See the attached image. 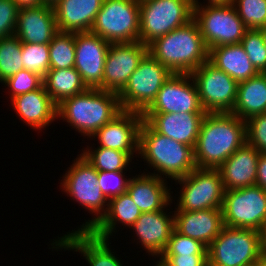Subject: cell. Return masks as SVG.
Masks as SVG:
<instances>
[{"mask_svg":"<svg viewBox=\"0 0 266 266\" xmlns=\"http://www.w3.org/2000/svg\"><path fill=\"white\" fill-rule=\"evenodd\" d=\"M246 143V123L232 113H206L194 147L196 168L218 169Z\"/></svg>","mask_w":266,"mask_h":266,"instance_id":"6da1fadb","label":"cell"},{"mask_svg":"<svg viewBox=\"0 0 266 266\" xmlns=\"http://www.w3.org/2000/svg\"><path fill=\"white\" fill-rule=\"evenodd\" d=\"M148 167L162 179L178 180L196 168L194 150L182 142L158 133L147 121H143L139 134V152ZM156 171V172H155Z\"/></svg>","mask_w":266,"mask_h":266,"instance_id":"7a4b0ae2","label":"cell"},{"mask_svg":"<svg viewBox=\"0 0 266 266\" xmlns=\"http://www.w3.org/2000/svg\"><path fill=\"white\" fill-rule=\"evenodd\" d=\"M157 61L173 74H191L209 60V50L194 19L148 46Z\"/></svg>","mask_w":266,"mask_h":266,"instance_id":"3957f363","label":"cell"},{"mask_svg":"<svg viewBox=\"0 0 266 266\" xmlns=\"http://www.w3.org/2000/svg\"><path fill=\"white\" fill-rule=\"evenodd\" d=\"M121 111L117 93L88 88L58 104L57 119H62L71 129L91 138Z\"/></svg>","mask_w":266,"mask_h":266,"instance_id":"277c9868","label":"cell"},{"mask_svg":"<svg viewBox=\"0 0 266 266\" xmlns=\"http://www.w3.org/2000/svg\"><path fill=\"white\" fill-rule=\"evenodd\" d=\"M75 159L62 176L60 189L95 215L77 228V231H89L106 214L109 200L98 185V171L81 154Z\"/></svg>","mask_w":266,"mask_h":266,"instance_id":"5b68a950","label":"cell"},{"mask_svg":"<svg viewBox=\"0 0 266 266\" xmlns=\"http://www.w3.org/2000/svg\"><path fill=\"white\" fill-rule=\"evenodd\" d=\"M265 250L264 233L224 226L208 246V266H249Z\"/></svg>","mask_w":266,"mask_h":266,"instance_id":"8992f818","label":"cell"},{"mask_svg":"<svg viewBox=\"0 0 266 266\" xmlns=\"http://www.w3.org/2000/svg\"><path fill=\"white\" fill-rule=\"evenodd\" d=\"M192 3L193 19L208 50L241 42L247 28L232 3L203 5L199 0Z\"/></svg>","mask_w":266,"mask_h":266,"instance_id":"52a82bcc","label":"cell"},{"mask_svg":"<svg viewBox=\"0 0 266 266\" xmlns=\"http://www.w3.org/2000/svg\"><path fill=\"white\" fill-rule=\"evenodd\" d=\"M192 0L139 1V41L149 46L156 39L193 19Z\"/></svg>","mask_w":266,"mask_h":266,"instance_id":"ba28073f","label":"cell"},{"mask_svg":"<svg viewBox=\"0 0 266 266\" xmlns=\"http://www.w3.org/2000/svg\"><path fill=\"white\" fill-rule=\"evenodd\" d=\"M138 0H104L90 30L109 43L139 41Z\"/></svg>","mask_w":266,"mask_h":266,"instance_id":"9c48e42d","label":"cell"},{"mask_svg":"<svg viewBox=\"0 0 266 266\" xmlns=\"http://www.w3.org/2000/svg\"><path fill=\"white\" fill-rule=\"evenodd\" d=\"M176 182L181 190L175 211L222 209L225 189L218 169L195 168Z\"/></svg>","mask_w":266,"mask_h":266,"instance_id":"30bf717a","label":"cell"},{"mask_svg":"<svg viewBox=\"0 0 266 266\" xmlns=\"http://www.w3.org/2000/svg\"><path fill=\"white\" fill-rule=\"evenodd\" d=\"M173 73L150 53L140 61L127 85L118 94L122 110L143 112Z\"/></svg>","mask_w":266,"mask_h":266,"instance_id":"8fae6325","label":"cell"},{"mask_svg":"<svg viewBox=\"0 0 266 266\" xmlns=\"http://www.w3.org/2000/svg\"><path fill=\"white\" fill-rule=\"evenodd\" d=\"M224 226L266 233V191L258 186L225 191Z\"/></svg>","mask_w":266,"mask_h":266,"instance_id":"7c38bea8","label":"cell"},{"mask_svg":"<svg viewBox=\"0 0 266 266\" xmlns=\"http://www.w3.org/2000/svg\"><path fill=\"white\" fill-rule=\"evenodd\" d=\"M202 108L206 113H231L237 98L238 83L209 60L191 74Z\"/></svg>","mask_w":266,"mask_h":266,"instance_id":"4fadbf2b","label":"cell"},{"mask_svg":"<svg viewBox=\"0 0 266 266\" xmlns=\"http://www.w3.org/2000/svg\"><path fill=\"white\" fill-rule=\"evenodd\" d=\"M206 113L190 74H172L142 113Z\"/></svg>","mask_w":266,"mask_h":266,"instance_id":"5bb4252c","label":"cell"},{"mask_svg":"<svg viewBox=\"0 0 266 266\" xmlns=\"http://www.w3.org/2000/svg\"><path fill=\"white\" fill-rule=\"evenodd\" d=\"M147 53L148 46L140 41L111 43L104 65L103 90L119 94Z\"/></svg>","mask_w":266,"mask_h":266,"instance_id":"9a60e30c","label":"cell"},{"mask_svg":"<svg viewBox=\"0 0 266 266\" xmlns=\"http://www.w3.org/2000/svg\"><path fill=\"white\" fill-rule=\"evenodd\" d=\"M111 43L92 32L75 33V65L87 88L103 90V72Z\"/></svg>","mask_w":266,"mask_h":266,"instance_id":"2e32d148","label":"cell"},{"mask_svg":"<svg viewBox=\"0 0 266 266\" xmlns=\"http://www.w3.org/2000/svg\"><path fill=\"white\" fill-rule=\"evenodd\" d=\"M143 121L141 112L122 110L90 139L98 138V147L126 152L133 159L139 152V134Z\"/></svg>","mask_w":266,"mask_h":266,"instance_id":"e0dca14e","label":"cell"},{"mask_svg":"<svg viewBox=\"0 0 266 266\" xmlns=\"http://www.w3.org/2000/svg\"><path fill=\"white\" fill-rule=\"evenodd\" d=\"M64 236L53 239L51 248L56 251L72 250L83 255L89 266H123L116 252L111 249V242L94 236L90 231L72 230L63 234ZM59 239V240H58ZM55 241V242H54ZM110 246V247H109ZM114 253V254H113ZM125 266V265H124Z\"/></svg>","mask_w":266,"mask_h":266,"instance_id":"ac0fdd59","label":"cell"},{"mask_svg":"<svg viewBox=\"0 0 266 266\" xmlns=\"http://www.w3.org/2000/svg\"><path fill=\"white\" fill-rule=\"evenodd\" d=\"M163 209L143 212L131 226L138 243H141L148 255L159 257L167 247L174 228V213ZM172 213V215L170 214Z\"/></svg>","mask_w":266,"mask_h":266,"instance_id":"d6986e66","label":"cell"},{"mask_svg":"<svg viewBox=\"0 0 266 266\" xmlns=\"http://www.w3.org/2000/svg\"><path fill=\"white\" fill-rule=\"evenodd\" d=\"M206 113H142L158 133L175 141L182 142L193 149L197 142L201 123Z\"/></svg>","mask_w":266,"mask_h":266,"instance_id":"ffe728a7","label":"cell"},{"mask_svg":"<svg viewBox=\"0 0 266 266\" xmlns=\"http://www.w3.org/2000/svg\"><path fill=\"white\" fill-rule=\"evenodd\" d=\"M58 32L53 6L19 9L14 34L22 43L49 44Z\"/></svg>","mask_w":266,"mask_h":266,"instance_id":"44dd1931","label":"cell"},{"mask_svg":"<svg viewBox=\"0 0 266 266\" xmlns=\"http://www.w3.org/2000/svg\"><path fill=\"white\" fill-rule=\"evenodd\" d=\"M173 212L175 230L182 235L201 241L207 247L224 227L222 209Z\"/></svg>","mask_w":266,"mask_h":266,"instance_id":"7402d4cb","label":"cell"},{"mask_svg":"<svg viewBox=\"0 0 266 266\" xmlns=\"http://www.w3.org/2000/svg\"><path fill=\"white\" fill-rule=\"evenodd\" d=\"M167 182L156 175L139 173L130 177L126 192L142 213L159 211L168 208V205L171 207L175 199Z\"/></svg>","mask_w":266,"mask_h":266,"instance_id":"603a6c76","label":"cell"},{"mask_svg":"<svg viewBox=\"0 0 266 266\" xmlns=\"http://www.w3.org/2000/svg\"><path fill=\"white\" fill-rule=\"evenodd\" d=\"M12 109L23 123L34 130H46L57 120V105L46 92L44 85L39 89L11 98Z\"/></svg>","mask_w":266,"mask_h":266,"instance_id":"cb8c5ba5","label":"cell"},{"mask_svg":"<svg viewBox=\"0 0 266 266\" xmlns=\"http://www.w3.org/2000/svg\"><path fill=\"white\" fill-rule=\"evenodd\" d=\"M260 152L245 143L219 168L225 191L255 186Z\"/></svg>","mask_w":266,"mask_h":266,"instance_id":"d4e9b609","label":"cell"},{"mask_svg":"<svg viewBox=\"0 0 266 266\" xmlns=\"http://www.w3.org/2000/svg\"><path fill=\"white\" fill-rule=\"evenodd\" d=\"M104 0H59L54 6L60 32H90Z\"/></svg>","mask_w":266,"mask_h":266,"instance_id":"484cf974","label":"cell"},{"mask_svg":"<svg viewBox=\"0 0 266 266\" xmlns=\"http://www.w3.org/2000/svg\"><path fill=\"white\" fill-rule=\"evenodd\" d=\"M141 213L130 195L122 193L109 200L106 214L89 231L98 238L109 240L115 230L117 233L116 225L121 223L124 227L131 228Z\"/></svg>","mask_w":266,"mask_h":266,"instance_id":"4316f807","label":"cell"},{"mask_svg":"<svg viewBox=\"0 0 266 266\" xmlns=\"http://www.w3.org/2000/svg\"><path fill=\"white\" fill-rule=\"evenodd\" d=\"M209 61L237 83L248 80L259 73L240 43L211 48Z\"/></svg>","mask_w":266,"mask_h":266,"instance_id":"83f0119b","label":"cell"},{"mask_svg":"<svg viewBox=\"0 0 266 266\" xmlns=\"http://www.w3.org/2000/svg\"><path fill=\"white\" fill-rule=\"evenodd\" d=\"M231 113L244 121L266 113V73H258L238 83L237 98Z\"/></svg>","mask_w":266,"mask_h":266,"instance_id":"f1b7e54d","label":"cell"},{"mask_svg":"<svg viewBox=\"0 0 266 266\" xmlns=\"http://www.w3.org/2000/svg\"><path fill=\"white\" fill-rule=\"evenodd\" d=\"M43 85L56 105L88 89L81 75L74 67L67 69H49L43 77Z\"/></svg>","mask_w":266,"mask_h":266,"instance_id":"f546056e","label":"cell"},{"mask_svg":"<svg viewBox=\"0 0 266 266\" xmlns=\"http://www.w3.org/2000/svg\"><path fill=\"white\" fill-rule=\"evenodd\" d=\"M89 147L82 149L81 155L97 171H128L132 158L126 152L98 146L95 149Z\"/></svg>","mask_w":266,"mask_h":266,"instance_id":"4dcf8cb0","label":"cell"},{"mask_svg":"<svg viewBox=\"0 0 266 266\" xmlns=\"http://www.w3.org/2000/svg\"><path fill=\"white\" fill-rule=\"evenodd\" d=\"M75 55V33L59 31L49 43L50 69L73 68Z\"/></svg>","mask_w":266,"mask_h":266,"instance_id":"1f68e13d","label":"cell"},{"mask_svg":"<svg viewBox=\"0 0 266 266\" xmlns=\"http://www.w3.org/2000/svg\"><path fill=\"white\" fill-rule=\"evenodd\" d=\"M23 69L22 42L15 34L0 38V83Z\"/></svg>","mask_w":266,"mask_h":266,"instance_id":"d6a6232c","label":"cell"},{"mask_svg":"<svg viewBox=\"0 0 266 266\" xmlns=\"http://www.w3.org/2000/svg\"><path fill=\"white\" fill-rule=\"evenodd\" d=\"M22 63L43 78L50 69L49 44L22 43Z\"/></svg>","mask_w":266,"mask_h":266,"instance_id":"836d02e7","label":"cell"},{"mask_svg":"<svg viewBox=\"0 0 266 266\" xmlns=\"http://www.w3.org/2000/svg\"><path fill=\"white\" fill-rule=\"evenodd\" d=\"M232 5L247 29L266 26V0H233Z\"/></svg>","mask_w":266,"mask_h":266,"instance_id":"e575fe53","label":"cell"},{"mask_svg":"<svg viewBox=\"0 0 266 266\" xmlns=\"http://www.w3.org/2000/svg\"><path fill=\"white\" fill-rule=\"evenodd\" d=\"M240 44L259 73H266V46L259 29H247Z\"/></svg>","mask_w":266,"mask_h":266,"instance_id":"d590c367","label":"cell"},{"mask_svg":"<svg viewBox=\"0 0 266 266\" xmlns=\"http://www.w3.org/2000/svg\"><path fill=\"white\" fill-rule=\"evenodd\" d=\"M2 84L5 88L7 86L11 99L24 93L39 89L43 85V78L36 73L23 69L8 78Z\"/></svg>","mask_w":266,"mask_h":266,"instance_id":"8d00e7d4","label":"cell"},{"mask_svg":"<svg viewBox=\"0 0 266 266\" xmlns=\"http://www.w3.org/2000/svg\"><path fill=\"white\" fill-rule=\"evenodd\" d=\"M207 249L208 247L201 241L182 235L174 229L161 255L207 254Z\"/></svg>","mask_w":266,"mask_h":266,"instance_id":"74e56055","label":"cell"},{"mask_svg":"<svg viewBox=\"0 0 266 266\" xmlns=\"http://www.w3.org/2000/svg\"><path fill=\"white\" fill-rule=\"evenodd\" d=\"M125 173V171H98V185L108 200L127 191L130 178L125 176Z\"/></svg>","mask_w":266,"mask_h":266,"instance_id":"f35d334b","label":"cell"},{"mask_svg":"<svg viewBox=\"0 0 266 266\" xmlns=\"http://www.w3.org/2000/svg\"><path fill=\"white\" fill-rule=\"evenodd\" d=\"M246 123V143L266 154V113L250 117Z\"/></svg>","mask_w":266,"mask_h":266,"instance_id":"ab89813d","label":"cell"},{"mask_svg":"<svg viewBox=\"0 0 266 266\" xmlns=\"http://www.w3.org/2000/svg\"><path fill=\"white\" fill-rule=\"evenodd\" d=\"M19 9L13 0H0V38L15 33Z\"/></svg>","mask_w":266,"mask_h":266,"instance_id":"60d3db41","label":"cell"},{"mask_svg":"<svg viewBox=\"0 0 266 266\" xmlns=\"http://www.w3.org/2000/svg\"><path fill=\"white\" fill-rule=\"evenodd\" d=\"M167 266H208L207 254L160 255Z\"/></svg>","mask_w":266,"mask_h":266,"instance_id":"b9f144b4","label":"cell"},{"mask_svg":"<svg viewBox=\"0 0 266 266\" xmlns=\"http://www.w3.org/2000/svg\"><path fill=\"white\" fill-rule=\"evenodd\" d=\"M255 185L266 191V154L264 153L259 155Z\"/></svg>","mask_w":266,"mask_h":266,"instance_id":"7bdbcfd3","label":"cell"},{"mask_svg":"<svg viewBox=\"0 0 266 266\" xmlns=\"http://www.w3.org/2000/svg\"><path fill=\"white\" fill-rule=\"evenodd\" d=\"M21 8L38 7L43 5L41 0H13Z\"/></svg>","mask_w":266,"mask_h":266,"instance_id":"ee69618b","label":"cell"},{"mask_svg":"<svg viewBox=\"0 0 266 266\" xmlns=\"http://www.w3.org/2000/svg\"><path fill=\"white\" fill-rule=\"evenodd\" d=\"M254 265L255 266H266V250L258 257Z\"/></svg>","mask_w":266,"mask_h":266,"instance_id":"f6af8a7d","label":"cell"},{"mask_svg":"<svg viewBox=\"0 0 266 266\" xmlns=\"http://www.w3.org/2000/svg\"><path fill=\"white\" fill-rule=\"evenodd\" d=\"M206 4H228L232 3L233 0H205Z\"/></svg>","mask_w":266,"mask_h":266,"instance_id":"bcb514c9","label":"cell"},{"mask_svg":"<svg viewBox=\"0 0 266 266\" xmlns=\"http://www.w3.org/2000/svg\"><path fill=\"white\" fill-rule=\"evenodd\" d=\"M44 5L54 6L59 0H41Z\"/></svg>","mask_w":266,"mask_h":266,"instance_id":"7dc6e473","label":"cell"},{"mask_svg":"<svg viewBox=\"0 0 266 266\" xmlns=\"http://www.w3.org/2000/svg\"><path fill=\"white\" fill-rule=\"evenodd\" d=\"M259 30H260V32H261V35H262L263 40H264V44H265V46H266V26L260 28Z\"/></svg>","mask_w":266,"mask_h":266,"instance_id":"c3c4849f","label":"cell"},{"mask_svg":"<svg viewBox=\"0 0 266 266\" xmlns=\"http://www.w3.org/2000/svg\"><path fill=\"white\" fill-rule=\"evenodd\" d=\"M156 264L154 266H167L160 258L157 261H154Z\"/></svg>","mask_w":266,"mask_h":266,"instance_id":"681fc988","label":"cell"}]
</instances>
